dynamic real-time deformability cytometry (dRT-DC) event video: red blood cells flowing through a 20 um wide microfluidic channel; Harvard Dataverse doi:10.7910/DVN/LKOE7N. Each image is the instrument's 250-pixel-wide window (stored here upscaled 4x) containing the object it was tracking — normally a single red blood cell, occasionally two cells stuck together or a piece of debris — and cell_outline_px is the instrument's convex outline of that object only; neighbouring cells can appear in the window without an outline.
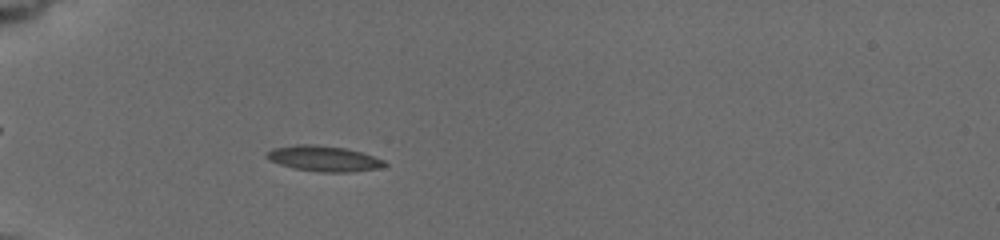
{"species": "common noctule bat (a hibernating species)", "species_latin": "Nyctalus noctula", "temperature_condition": "cold", "stored_images_in_passage": 45, "camera_frame_rate_fps": 3000, "um_per_image_px": 0.085, "animal": {"sex": "female", "body_mass_g": 19.5, "forearm_length_mm": 54.1}, "frame": {"image": 1, "passage_image": 14, "time_ms": 5.333, "image_size_px": [1000, 240], "cell_outline_px": [[388, 164], [380, 168], [348, 172], [324, 172], [296, 168], [280, 164], [268, 160], [264, 156], [272, 148], [296, 144], [316, 144], [344, 148], [360, 152], [384, 160]], "centroid_in_image_um": [27.49, 13.47], "position_along_channel_um": 57.5, "area_um2": 17.4}}
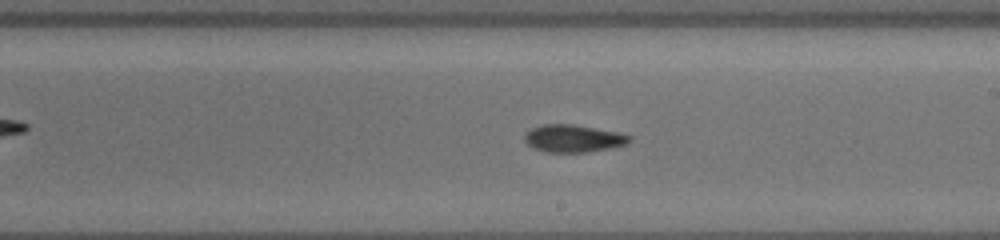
{"frame": {"image": 2, "passage_image": 28, "time_ms": 10.667, "image_size_px": [1000, 240], "cell_outline_px": [[632, 140], [628, 144], [588, 152], [544, 152], [532, 148], [524, 140], [524, 132], [540, 124], [572, 124], [620, 132], [632, 136]], "centroid_in_image_um": [48.72, 11.76], "position_along_channel_um": 240.3, "area_um2": 17.05}}
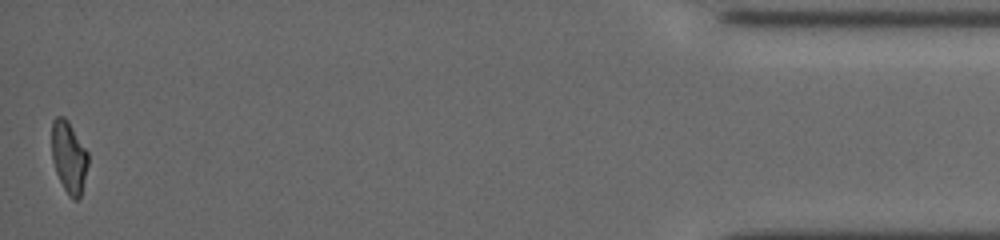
{"frame": {"image": 3, "passage_image": 45, "time_ms": 17.667, "image_size_px": [1000, 240], "cell_outline_px": [[88, 164], [80, 196], [76, 200], [72, 200], [68, 196], [56, 172], [52, 160], [52, 120], [56, 116], [64, 116], [68, 120], [88, 152]], "centroid_in_image_um": [5.85, 13.33], "position_along_channel_um": 429.4, "area_um2": 15.2}, "authors_computed_cell_mechanics": {"area_um2": 16.1262, "velocity_mm_per_s": 3.76, "shape_relaxation_time_tau1_ms": 4.0581, "shape_relaxation_time_tau2_ms": 5.3014, "deformation_change_tau1": 0.1167, "deformation_change_tau2": 0.098}}